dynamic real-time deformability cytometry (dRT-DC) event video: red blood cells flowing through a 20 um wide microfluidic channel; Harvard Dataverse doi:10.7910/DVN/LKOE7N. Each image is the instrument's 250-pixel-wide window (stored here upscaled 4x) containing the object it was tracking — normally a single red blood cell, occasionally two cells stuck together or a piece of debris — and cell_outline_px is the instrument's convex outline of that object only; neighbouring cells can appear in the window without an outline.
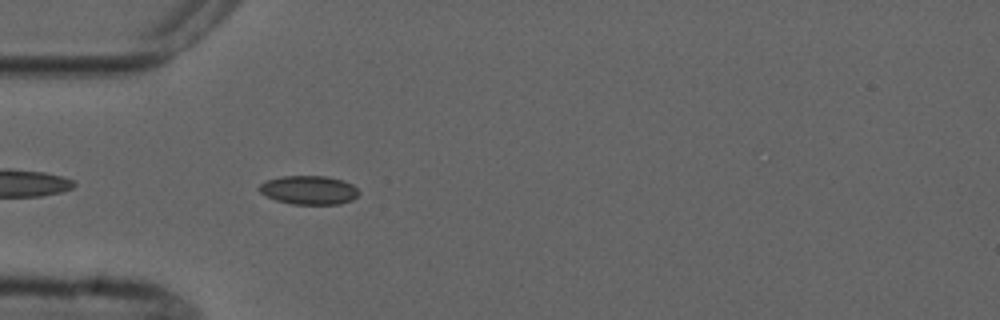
{"species": "common noctule bat (a hibernating species)", "species_latin": "Nyctalus noctula", "temperature_condition": "cold", "stored_images_in_passage": 5, "camera_frame_rate_fps": 3000, "um_per_image_px": 0.085, "animal": {"sex": "male", "forearm_length_mm": 52.5}, "frame": {"image": 1, "passage_image": 5, "time_ms": 5.0, "image_size_px": [1000, 320], "cell_outline_px": [[360, 192], [352, 200], [340, 204], [292, 204], [276, 200], [260, 192], [260, 184], [268, 180], [284, 176], [328, 176], [344, 180], [352, 184]], "centroid_in_image_um": [26.3, 16.15], "position_along_channel_um": 58.7, "area_um2": 16.59}}